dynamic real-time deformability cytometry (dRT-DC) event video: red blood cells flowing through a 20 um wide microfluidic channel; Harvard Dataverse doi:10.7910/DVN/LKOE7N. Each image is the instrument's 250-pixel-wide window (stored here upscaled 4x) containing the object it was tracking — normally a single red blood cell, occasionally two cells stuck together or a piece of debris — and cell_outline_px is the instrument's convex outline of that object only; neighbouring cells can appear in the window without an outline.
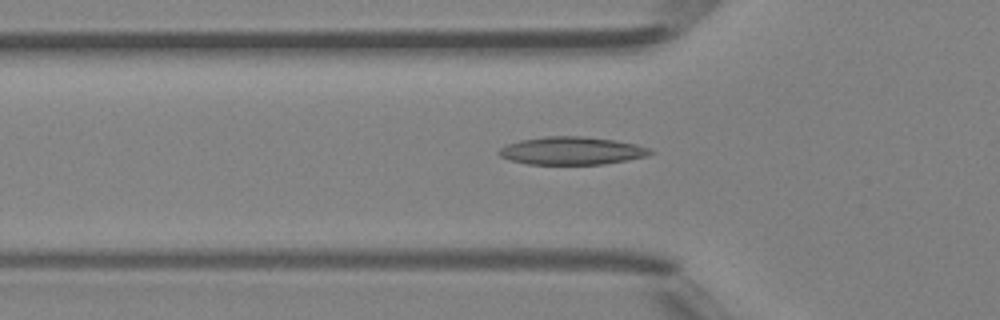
{"species": "Egyptian fruit bat (a non-hibernating species)", "species_latin": "Rousettus aegyptiacus", "temperature_condition": "room temperature", "stored_images_in_passage": 35, "camera_frame_rate_fps": 3000, "um_per_image_px": 0.085, "animal": {"sex": "female"}, "frame": {"image": 1, "passage_image": 9, "time_ms": 2.667, "image_size_px": [1000, 320], "cell_outline_px": [[656, 152], [648, 156], [628, 160], [604, 164], [528, 164], [512, 160], [500, 156], [496, 152], [500, 148], [508, 144], [520, 140], [544, 136], [584, 136], [616, 140], [636, 144], [648, 148]], "centroid_in_image_um": [48.63, 12.81], "position_along_channel_um": 77.2, "area_um2": 24.68}}
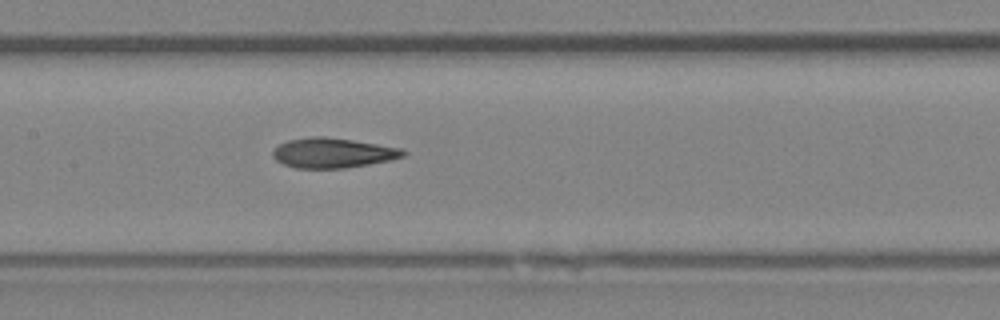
{"frame": {"image": 2, "passage_image": 16, "time_ms": 5.0, "image_size_px": [1000, 320], "cell_outline_px": [[408, 152], [404, 156], [388, 160], [368, 164], [344, 168], [296, 168], [284, 164], [276, 160], [272, 156], [272, 152], [280, 144], [288, 140], [312, 136], [324, 136], [352, 140], [404, 148]], "centroid_in_image_um": [28.3, 12.99], "position_along_channel_um": 179.1, "area_um2": 22.66}}
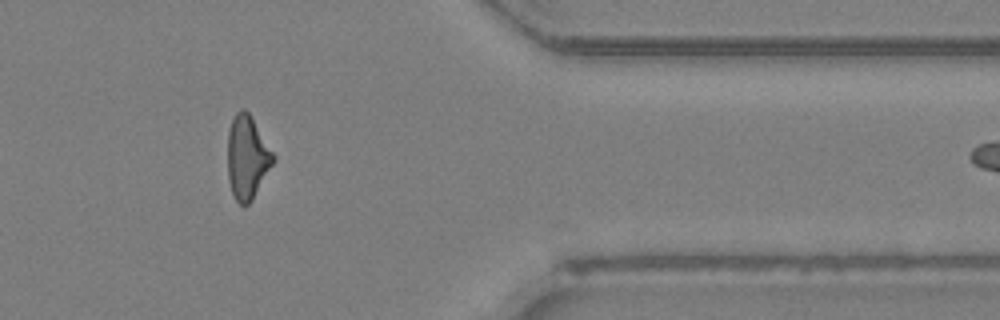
{"frame": {"image": 3, "passage_image": 32, "time_ms": 10.333, "image_size_px": [1000, 320], "cell_outline_px": [[276, 156], [272, 164], [252, 200], [248, 204], [240, 204], [236, 200], [232, 192], [228, 180], [228, 132], [232, 120], [236, 112], [240, 108], [244, 108], [248, 112]], "centroid_in_image_um": [21.0, 13.36], "position_along_channel_um": 390.4, "area_um2": 21.85}, "authors_computed_cell_mechanics": {"area_um2": 22.7732, "velocity_mm_per_s": 4.3639, "shape_relaxation_time_tau1_ms": 6.6991, "shape_relaxation_time_tau2_ms": 3.1784, "deformation_change_tau1": 0.1994, "deformation_change_tau2": 0.1084}}